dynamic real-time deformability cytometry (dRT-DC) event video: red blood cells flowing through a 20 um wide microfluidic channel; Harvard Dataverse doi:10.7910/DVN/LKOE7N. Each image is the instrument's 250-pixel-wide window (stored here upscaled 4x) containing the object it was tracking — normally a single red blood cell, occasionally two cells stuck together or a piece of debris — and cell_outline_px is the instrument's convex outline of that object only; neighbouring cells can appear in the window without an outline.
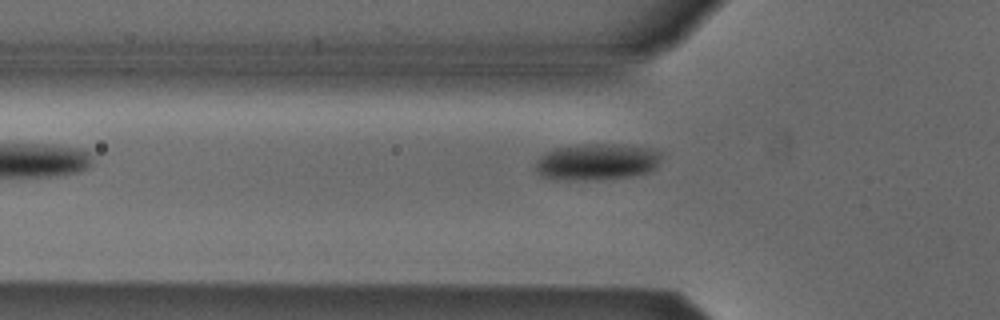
{"species": "Egyptian fruit bat (a non-hibernating species)", "species_latin": "Rousettus aegyptiacus", "temperature_condition": "cold", "stored_images_in_passage": 5, "camera_frame_rate_fps": 3000, "um_per_image_px": 0.085, "animal": {"sex": "male"}, "frame": {"image": 1, "passage_image": 4, "time_ms": 1.0, "image_size_px": [1000, 320], "cell_outline_px": [[660, 156], [656, 168], [648, 172], [628, 176], [540, 176], [536, 168], [536, 160], [544, 152], [556, 148], [580, 144], [620, 144], [652, 148], [660, 152]], "centroid_in_image_um": [50.79, 13.65], "position_along_channel_um": 75.0, "area_um2": 25.14}}
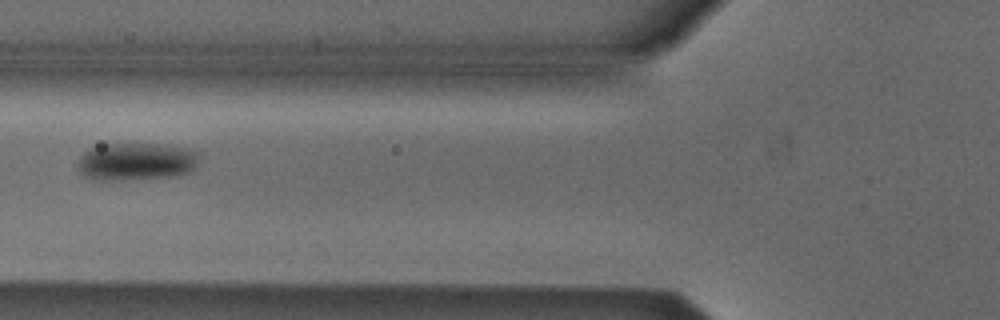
{"frame": {"image": 2, "passage_image": 5, "time_ms": 1.333, "image_size_px": [1000, 320], "cell_outline_px": [[200, 156], [196, 168], [192, 172], [176, 176], [120, 180], [96, 180], [80, 172], [76, 164], [80, 156], [88, 148], [104, 144], [160, 144], [188, 148], [200, 152]], "centroid_in_image_um": [11.63, 13.73], "position_along_channel_um": 114.2, "area_um2": 27.05}}